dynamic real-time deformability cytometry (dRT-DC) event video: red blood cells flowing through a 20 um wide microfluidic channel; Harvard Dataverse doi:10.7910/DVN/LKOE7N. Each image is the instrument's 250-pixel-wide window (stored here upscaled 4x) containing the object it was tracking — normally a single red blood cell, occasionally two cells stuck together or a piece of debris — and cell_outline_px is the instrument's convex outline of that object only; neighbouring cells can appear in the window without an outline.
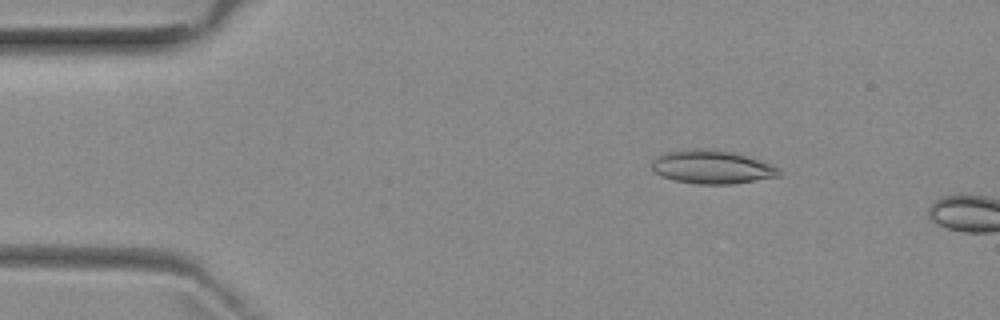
{"species": "common noctule bat (a hibernating species)", "species_latin": "Nyctalus noctula", "temperature_condition": "room temperature", "stored_images_in_passage": 3, "camera_frame_rate_fps": 3000, "um_per_image_px": 0.085, "animal": {"sex": "female", "body_mass_g": 29.2, "forearm_length_mm": 56.3}, "frame": {"image": 1, "passage_image": 2, "time_ms": 1.0, "image_size_px": [1000, 320], "cell_outline_px": [[780, 176], [732, 184], [696, 184], [676, 180], [664, 176], [656, 172], [652, 168], [652, 160], [668, 152], [696, 148], [704, 148], [732, 152], [748, 156], [772, 164], [780, 172]], "centroid_in_image_um": [60.55, 14.19], "position_along_channel_um": 24.5, "area_um2": 24.45}}